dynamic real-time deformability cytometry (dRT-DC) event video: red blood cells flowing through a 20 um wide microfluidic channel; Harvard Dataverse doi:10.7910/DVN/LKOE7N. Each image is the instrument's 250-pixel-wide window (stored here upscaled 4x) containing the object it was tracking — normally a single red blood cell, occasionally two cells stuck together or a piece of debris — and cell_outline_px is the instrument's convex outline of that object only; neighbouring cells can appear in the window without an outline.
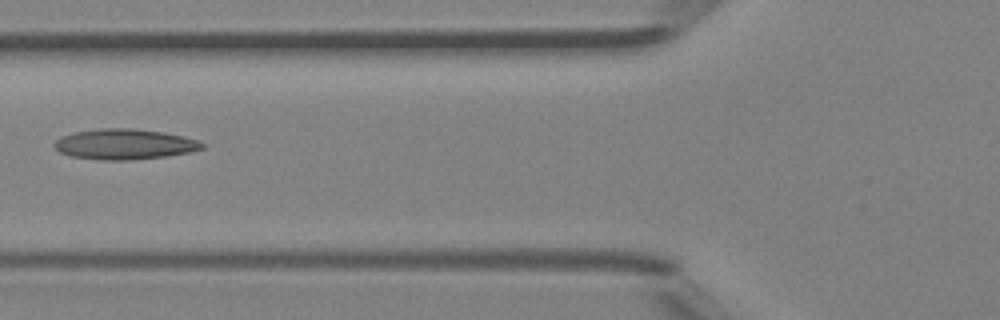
{"species": "Egyptian fruit bat (a non-hibernating species)", "species_latin": "Rousettus aegyptiacus", "temperature_condition": "room temperature", "stored_images_in_passage": 2, "camera_frame_rate_fps": 3000, "um_per_image_px": 0.085, "animal": {"sex": "female"}, "frame": {"image": 1, "passage_image": 2, "time_ms": 0.333, "image_size_px": [1000, 320], "cell_outline_px": [[204, 148], [192, 152], [168, 156], [128, 160], [100, 160], [72, 156], [60, 152], [52, 144], [60, 136], [76, 132], [96, 128], [132, 128], [164, 132], [184, 136], [196, 140], [204, 144]], "centroid_in_image_um": [10.59, 12.25], "position_along_channel_um": 115.2, "area_um2": 26.36}}